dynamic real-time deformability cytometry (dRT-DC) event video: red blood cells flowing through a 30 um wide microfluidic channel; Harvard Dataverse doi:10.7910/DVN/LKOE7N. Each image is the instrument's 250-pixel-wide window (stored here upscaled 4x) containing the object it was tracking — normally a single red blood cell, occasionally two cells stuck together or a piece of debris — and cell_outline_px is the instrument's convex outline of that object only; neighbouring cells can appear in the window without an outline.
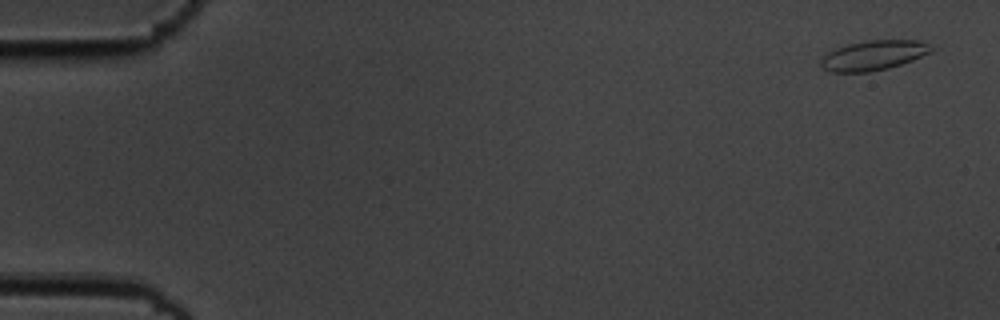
{"species": "common noctule bat (a hibernating species)", "species_latin": "Nyctalus noctula", "temperature_condition": "cold", "stored_images_in_passage": 5, "segment_of_instrument_passage": [2, 2], "camera_frame_rate_fps": 3000, "um_per_image_px": 0.085, "animal": {"sex": "male", "body_mass_g": 19.5, "forearm_length_mm": 54.6}, "frame": {"image": 1, "passage_image": 5, "time_ms": 1.333, "image_size_px": [1000, 320], "cell_outline_px": [[936, 48], [932, 52], [912, 60], [888, 68], [868, 72], [832, 72], [824, 68], [820, 64], [820, 60], [828, 52], [836, 48], [848, 44], [868, 40], [920, 40]], "centroid_in_image_um": [74.28, 4.69], "position_along_channel_um": 10.7, "area_um2": 19.13}}